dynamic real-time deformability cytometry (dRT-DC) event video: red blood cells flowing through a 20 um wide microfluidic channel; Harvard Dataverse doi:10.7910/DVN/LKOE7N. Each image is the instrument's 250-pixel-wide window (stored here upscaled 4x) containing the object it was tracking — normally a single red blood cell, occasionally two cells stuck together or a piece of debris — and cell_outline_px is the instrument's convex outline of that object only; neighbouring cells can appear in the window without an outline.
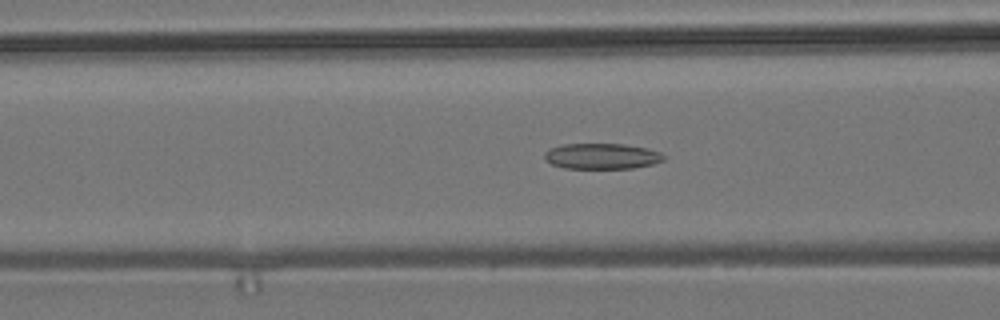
{"species": "common noctule bat (a hibernating species)", "species_latin": "Nyctalus noctula", "temperature_condition": "room temperature", "stored_images_in_passage": 53, "camera_frame_rate_fps": 3000, "um_per_image_px": 0.085, "animal": {"sex": "male", "body_mass_g": 19.2, "forearm_length_mm": 51.8}, "frame": {"image": 1, "passage_image": 20, "time_ms": 6.333, "image_size_px": [1000, 320], "cell_outline_px": [[664, 160], [652, 164], [632, 168], [564, 168], [552, 164], [544, 160], [544, 152], [548, 148], [564, 144], [624, 144], [648, 148], [660, 152], [664, 156]], "centroid_in_image_um": [51.12, 13.27], "position_along_channel_um": 115.5, "area_um2": 17.92}}
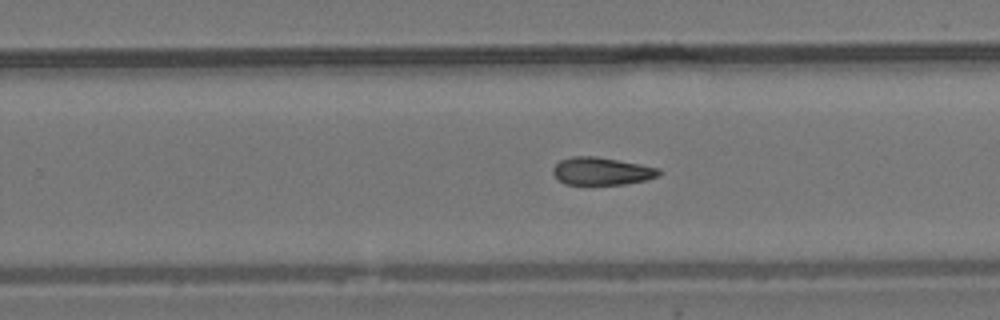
{"frame": {"image": 2, "passage_image": 33, "time_ms": 10.667, "image_size_px": [1000, 320], "cell_outline_px": [[664, 172], [660, 176], [628, 184], [564, 184], [552, 172], [552, 168], [560, 160], [572, 156], [596, 156], [640, 164], [660, 168]], "centroid_in_image_um": [51.18, 14.54], "position_along_channel_um": 278.6, "area_um2": 17.17}}
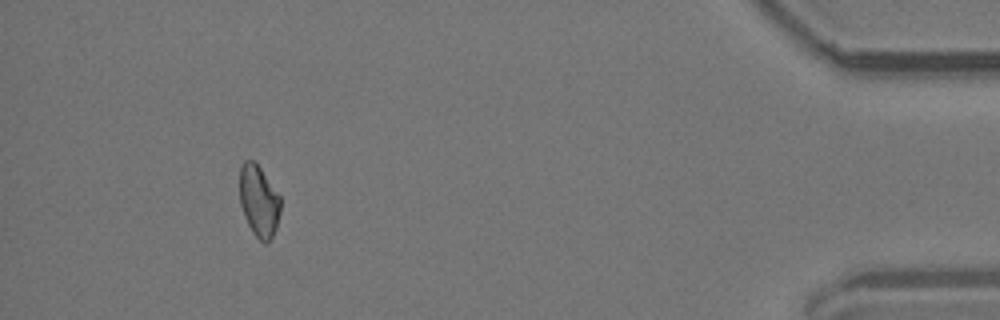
{"frame": {"image": 3, "passage_image": 49, "time_ms": 16.0, "image_size_px": [1000, 320], "cell_outline_px": [[280, 212], [276, 228], [268, 244], [264, 244], [252, 232], [244, 216], [240, 204], [240, 168], [244, 160], [252, 160], [260, 168], [280, 196]], "centroid_in_image_um": [22.0, 17.12], "position_along_channel_um": 413.2, "area_um2": 16.94}, "authors_computed_cell_mechanics": {"area_um2": 17.9758, "velocity_mm_per_s": 3.769, "shape_relaxation_time_tau1_ms": null, "shape_relaxation_time_tau2_ms": 9.646, "deformation_change_tau1": null, "deformation_change_tau2": 0.1902}}